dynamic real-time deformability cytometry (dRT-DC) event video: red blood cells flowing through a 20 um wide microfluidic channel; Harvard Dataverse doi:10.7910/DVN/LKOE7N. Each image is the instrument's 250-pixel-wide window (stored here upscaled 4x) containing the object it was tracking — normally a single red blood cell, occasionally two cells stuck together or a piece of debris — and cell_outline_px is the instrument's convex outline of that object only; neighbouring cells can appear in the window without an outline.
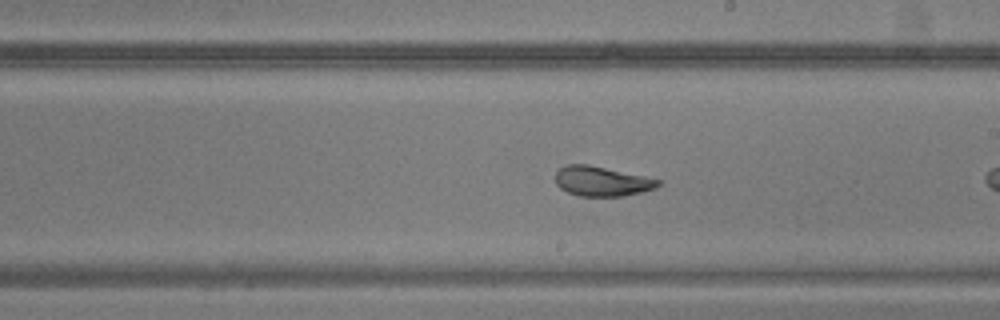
{"species": "common noctule bat (a hibernating species)", "species_latin": "Nyctalus noctula", "temperature_condition": "warm", "stored_images_in_passage": 28, "camera_frame_rate_fps": 3000, "um_per_image_px": 0.085, "animal": {"sex": "male", "body_mass_g": 20.5, "forearm_length_mm": 52.5}, "frame": {"image": 1, "passage_image": 16, "time_ms": 5.0, "image_size_px": [1000, 320], "cell_outline_px": [[660, 184], [656, 188], [624, 196], [580, 196], [568, 192], [560, 188], [556, 184], [556, 172], [560, 168], [568, 164], [588, 164], [644, 176], [660, 180]], "centroid_in_image_um": [51.14, 15.41], "position_along_channel_um": 237.9, "area_um2": 17.69}}